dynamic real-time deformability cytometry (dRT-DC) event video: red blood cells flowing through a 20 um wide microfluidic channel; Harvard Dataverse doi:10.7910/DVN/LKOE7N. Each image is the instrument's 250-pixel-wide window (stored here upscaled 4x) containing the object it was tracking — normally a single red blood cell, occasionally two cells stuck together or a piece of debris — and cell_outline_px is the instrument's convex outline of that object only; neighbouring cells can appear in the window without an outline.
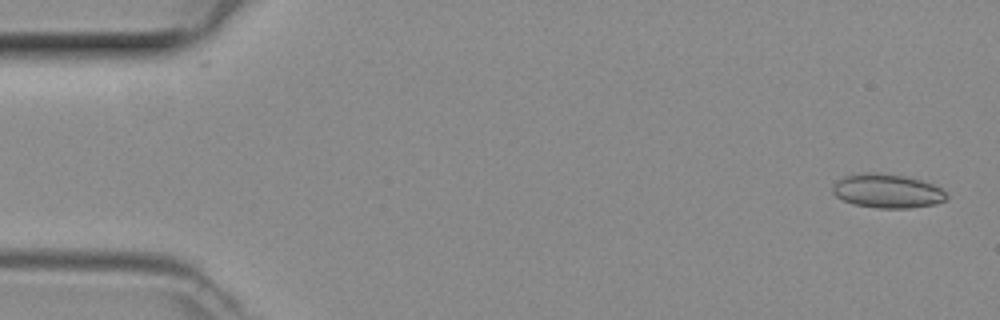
{"species": "common noctule bat (a hibernating species)", "species_latin": "Nyctalus noctula", "temperature_condition": "room temperature", "stored_images_in_passage": 8, "camera_frame_rate_fps": 3000, "um_per_image_px": 0.085, "animal": {"sex": "female", "body_mass_g": 29.2, "forearm_length_mm": 56.3}, "frame": {"image": 1, "passage_image": 2, "time_ms": 0.333, "image_size_px": [1000, 320], "cell_outline_px": [[948, 196], [944, 200], [936, 204], [908, 208], [876, 208], [852, 204], [836, 196], [832, 192], [832, 184], [836, 180], [844, 176], [864, 172], [872, 172], [904, 176], [920, 180], [932, 184], [940, 188]], "centroid_in_image_um": [75.36, 16.23], "position_along_channel_um": 9.6, "area_um2": 22.54}}